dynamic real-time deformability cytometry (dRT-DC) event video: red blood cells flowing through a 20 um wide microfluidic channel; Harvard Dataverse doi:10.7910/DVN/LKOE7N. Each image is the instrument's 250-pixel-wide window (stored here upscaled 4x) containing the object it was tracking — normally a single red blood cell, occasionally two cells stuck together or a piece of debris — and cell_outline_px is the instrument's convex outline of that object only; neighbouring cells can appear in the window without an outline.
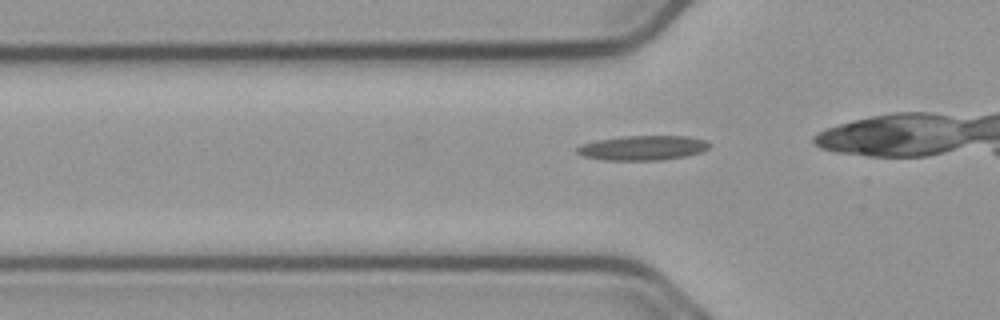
{"species": "common noctule bat (a hibernating species)", "species_latin": "Nyctalus noctula", "temperature_condition": "cold", "stored_images_in_passage": 27, "camera_frame_rate_fps": 3000, "um_per_image_px": 0.085, "animal": {"sex": "male", "body_mass_g": 23.1, "forearm_length_mm": 52.7}, "frame": {"image": 1, "passage_image": 2, "time_ms": 0.333, "image_size_px": [1000, 320], "cell_outline_px": [[708, 148], [700, 152], [684, 156], [660, 160], [604, 160], [584, 156], [576, 152], [576, 148], [584, 144], [596, 140], [628, 136], [688, 136], [704, 140], [708, 144]], "centroid_in_image_um": [54.61, 12.57], "position_along_channel_um": 71.2, "area_um2": 18.67}}
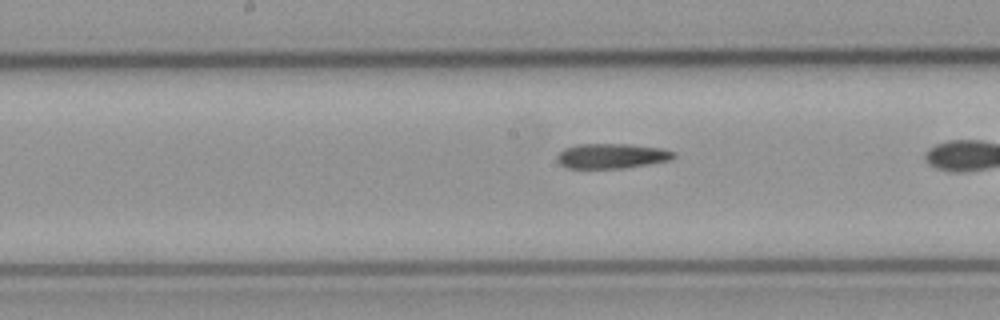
{"frame": {"image": 2, "passage_image": 12, "time_ms": 3.667, "image_size_px": [1000, 320], "cell_outline_px": [[676, 156], [668, 160], [648, 164], [620, 168], [568, 168], [560, 164], [556, 160], [556, 156], [564, 148], [576, 144], [628, 144], [660, 148], [676, 152]], "centroid_in_image_um": [51.96, 13.25], "position_along_channel_um": 196.2, "area_um2": 16.88}}
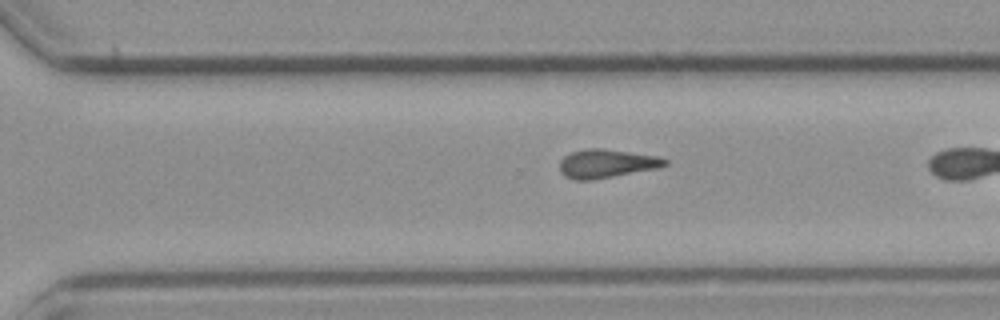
{"frame": {"image": 3, "passage_image": 22, "time_ms": 7.0, "image_size_px": [1000, 320], "cell_outline_px": [[668, 164], [656, 168], [592, 180], [572, 180], [564, 176], [560, 172], [560, 160], [564, 156], [572, 152], [588, 148], [600, 148], [656, 156], [668, 160]], "centroid_in_image_um": [51.5, 13.91], "position_along_channel_um": 319.1, "area_um2": 17.34}}